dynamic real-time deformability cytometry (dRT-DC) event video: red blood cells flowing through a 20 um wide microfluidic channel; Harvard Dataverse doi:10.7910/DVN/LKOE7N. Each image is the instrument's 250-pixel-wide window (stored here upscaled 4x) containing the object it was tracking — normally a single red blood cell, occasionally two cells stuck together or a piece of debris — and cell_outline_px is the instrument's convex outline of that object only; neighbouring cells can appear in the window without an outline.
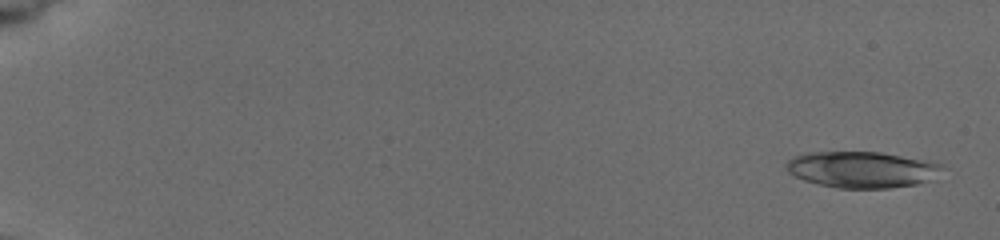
{"species": "common noctule bat (a hibernating species)", "species_latin": "Nyctalus noctula", "temperature_condition": "cold", "stored_images_in_passage": 8, "camera_frame_rate_fps": 3000, "um_per_image_px": 0.085, "animal": {"sex": "female", "body_mass_g": 19.5, "forearm_length_mm": 54.1}, "frame": {"image": 1, "passage_image": 1, "time_ms": 0.0, "image_size_px": [1000, 240], "cell_outline_px": [[940, 168], [924, 180], [916, 184], [888, 188], [836, 188], [804, 180], [788, 172], [788, 160], [792, 156], [812, 152], [880, 152], [940, 164]], "centroid_in_image_um": [73.12, 14.41], "position_along_channel_um": 11.9, "area_um2": 31.79}}
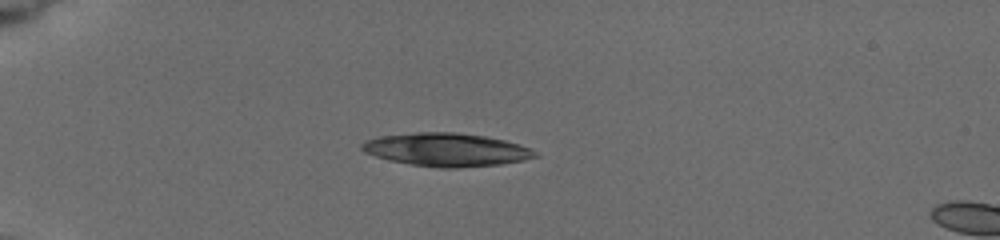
{"frame": {"image": 2, "passage_image": 6, "time_ms": 4.667, "image_size_px": [1000, 240], "cell_outline_px": [[540, 156], [524, 160], [500, 164], [456, 168], [440, 168], [412, 164], [388, 160], [364, 152], [360, 148], [360, 144], [364, 140], [380, 136], [416, 132], [456, 132], [484, 136], [504, 140], [520, 144], [536, 152]], "centroid_in_image_um": [37.92, 12.72], "position_along_channel_um": 47.1, "area_um2": 33.52}}